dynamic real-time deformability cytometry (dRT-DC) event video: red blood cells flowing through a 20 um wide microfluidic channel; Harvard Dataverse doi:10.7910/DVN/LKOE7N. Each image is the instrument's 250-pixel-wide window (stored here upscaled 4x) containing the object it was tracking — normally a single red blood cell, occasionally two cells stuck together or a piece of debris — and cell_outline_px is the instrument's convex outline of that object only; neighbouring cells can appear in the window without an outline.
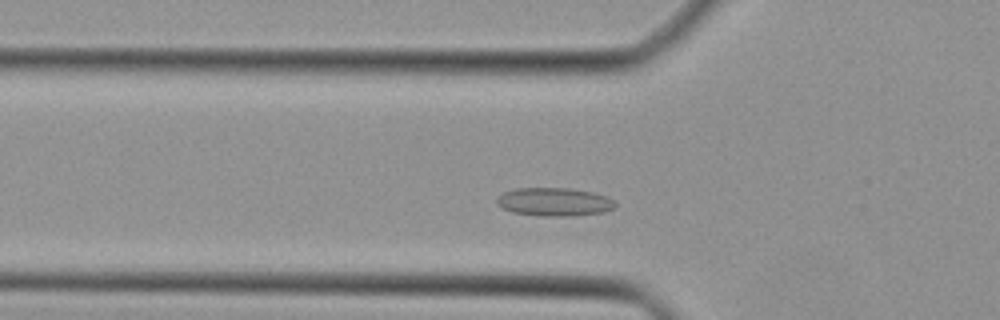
{"species": "Egyptian fruit bat (a non-hibernating species)", "species_latin": "Rousettus aegyptiacus", "temperature_condition": "cold", "stored_images_in_passage": 37, "camera_frame_rate_fps": 3000, "um_per_image_px": 0.085, "animal": {"sex": "female"}, "frame": {"image": 1, "passage_image": 7, "time_ms": 2.0, "image_size_px": [1000, 320], "cell_outline_px": [[616, 208], [604, 212], [572, 216], [540, 216], [512, 212], [496, 204], [496, 196], [504, 192], [516, 188], [568, 188], [592, 192], [604, 196], [612, 200], [616, 204]], "centroid_in_image_um": [47.09, 17.16], "position_along_channel_um": 78.7, "area_um2": 19.59}}
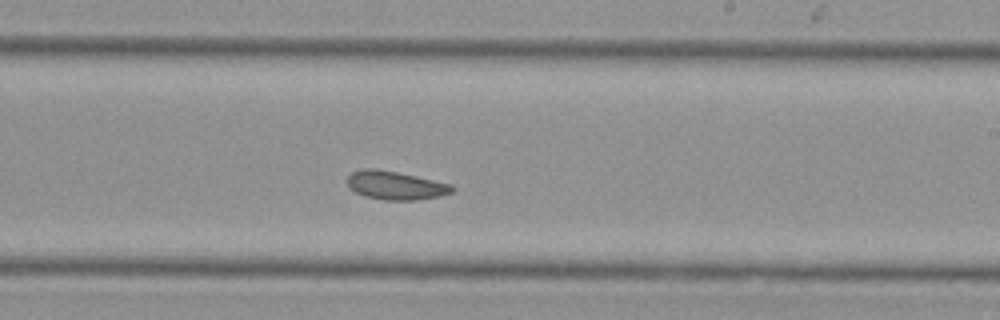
{"frame": {"image": 2, "passage_image": 19, "time_ms": 6.0, "image_size_px": [1000, 320], "cell_outline_px": [[456, 188], [452, 192], [440, 196], [416, 200], [384, 200], [364, 196], [356, 192], [348, 184], [348, 176], [352, 172], [364, 168], [376, 168], [416, 176], [452, 184]], "centroid_in_image_um": [33.65, 15.76], "position_along_channel_um": 255.4, "area_um2": 17.34}}
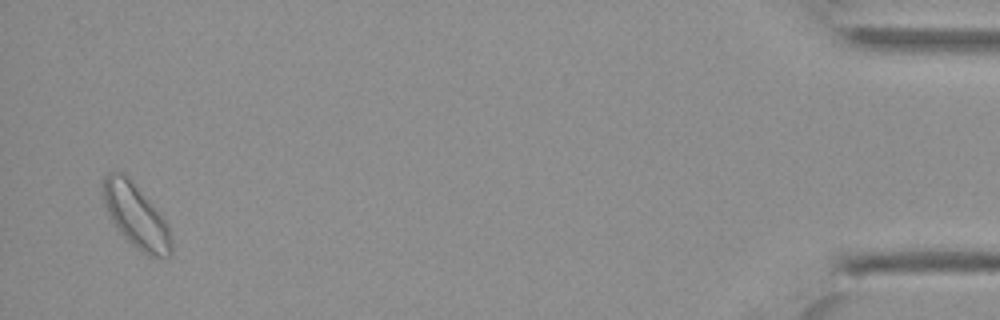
{"frame": {"image": 3, "passage_image": 36, "time_ms": 11.667, "image_size_px": [1000, 320], "cell_outline_px": [[172, 252], [168, 256], [148, 256], [140, 252], [124, 236], [112, 220], [104, 204], [100, 192], [104, 176], [108, 172], [124, 172], [156, 208], [168, 224], [172, 240]], "centroid_in_image_um": [11.54, 18.33], "position_along_channel_um": 423.7, "area_um2": 25.37}}